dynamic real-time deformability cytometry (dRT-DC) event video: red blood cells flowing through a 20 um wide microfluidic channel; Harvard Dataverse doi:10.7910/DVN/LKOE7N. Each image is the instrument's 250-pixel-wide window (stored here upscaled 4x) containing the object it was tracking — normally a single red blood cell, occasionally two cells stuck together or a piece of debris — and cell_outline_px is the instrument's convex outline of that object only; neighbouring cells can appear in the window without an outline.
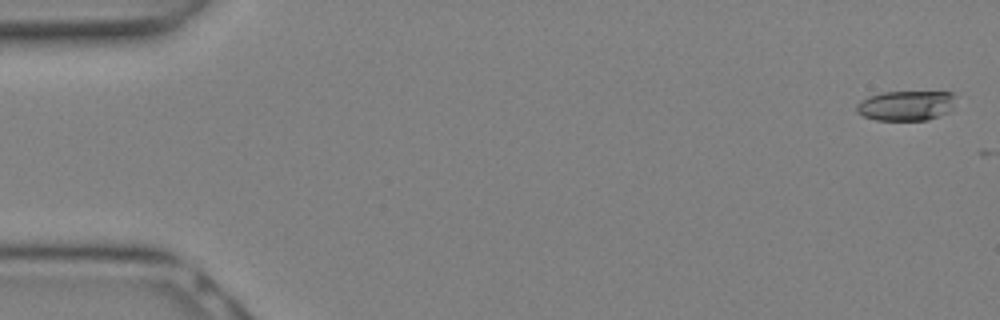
{"species": "Egyptian fruit bat (a non-hibernating species)", "species_latin": "Rousettus aegyptiacus", "temperature_condition": "warm", "stored_images_in_passage": 6, "camera_frame_rate_fps": 3000, "um_per_image_px": 0.085, "animal": {"sex": "female"}, "frame": {"image": 1, "passage_image": 1, "time_ms": 0.0, "image_size_px": [1000, 320], "cell_outline_px": [[956, 96], [948, 112], [928, 120], [876, 120], [864, 116], [856, 112], [856, 104], [860, 100], [868, 96], [884, 92], [952, 92]], "centroid_in_image_um": [76.97, 8.97], "position_along_channel_um": 8.0, "area_um2": 17.28}}